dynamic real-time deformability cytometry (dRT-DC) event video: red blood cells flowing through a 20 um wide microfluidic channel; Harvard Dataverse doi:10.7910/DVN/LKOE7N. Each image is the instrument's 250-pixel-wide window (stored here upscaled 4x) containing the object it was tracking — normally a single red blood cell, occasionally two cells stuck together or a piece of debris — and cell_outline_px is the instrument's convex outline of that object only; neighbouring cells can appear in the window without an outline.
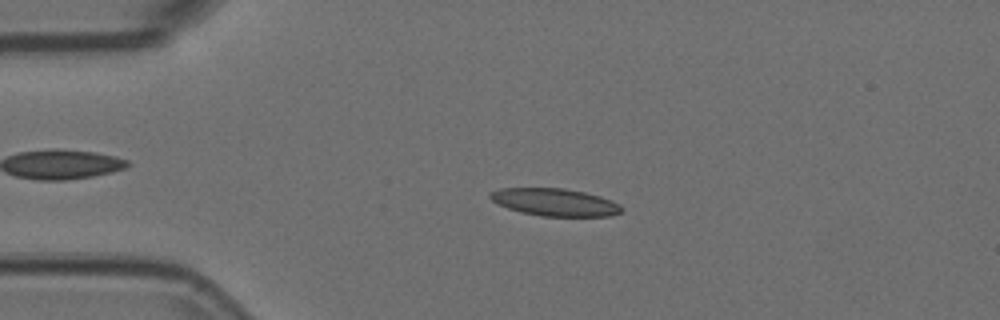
{"species": "Egyptian fruit bat (a non-hibernating species)", "species_latin": "Rousettus aegyptiacus", "temperature_condition": "room temperature", "stored_images_in_passage": 49, "camera_frame_rate_fps": 3000, "um_per_image_px": 0.085, "animal": {"sex": "female"}, "frame": {"image": 1, "passage_image": 13, "time_ms": 4.0, "image_size_px": [1000, 320], "cell_outline_px": [[624, 208], [620, 212], [612, 216], [540, 216], [520, 212], [508, 208], [492, 200], [488, 196], [488, 192], [500, 188], [564, 188], [584, 192], [600, 196], [612, 200], [620, 204]], "centroid_in_image_um": [47.17, 17.18], "position_along_channel_um": 37.8, "area_um2": 21.15}}
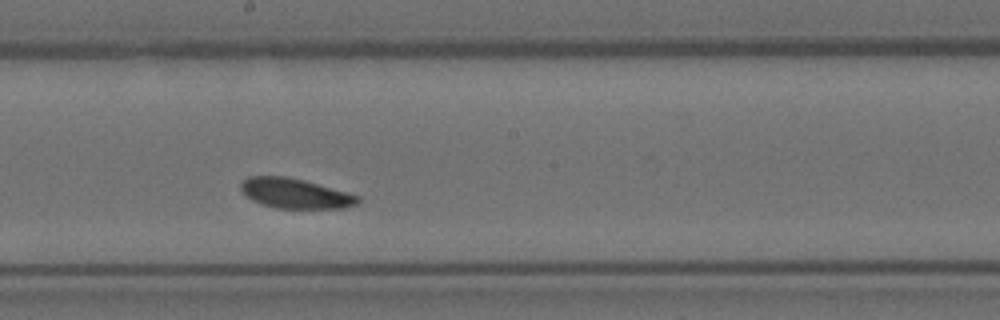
{"frame": {"image": 2, "passage_image": 31, "time_ms": 10.0, "image_size_px": [1000, 320], "cell_outline_px": [[360, 200], [356, 204], [348, 208], [276, 208], [260, 204], [252, 200], [240, 188], [240, 180], [248, 176], [284, 176], [304, 180], [348, 192], [360, 196]], "centroid_in_image_um": [25.09, 16.43], "position_along_channel_um": 223.1, "area_um2": 20.52}}
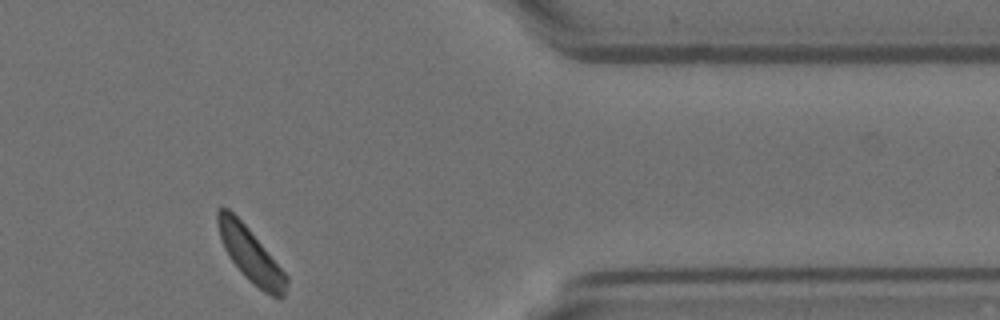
{"frame": {"image": 3, "passage_image": 47, "time_ms": 15.333, "image_size_px": [1000, 320], "cell_outline_px": [[288, 280], [284, 296], [280, 300], [264, 292], [232, 260], [224, 248], [216, 224], [216, 212], [220, 208], [228, 208], [248, 228], [288, 276]], "centroid_in_image_um": [21.3, 21.63], "position_along_channel_um": 390.1, "area_um2": 20.87}, "authors_computed_cell_mechanics": {"area_um2": 21.2704, "velocity_mm_per_s": 3.5987, "shape_relaxation_time_tau1_ms": 2.5167, "shape_relaxation_time_tau2_ms": null, "deformation_change_tau1": 0.0623, "deformation_change_tau2": null}}